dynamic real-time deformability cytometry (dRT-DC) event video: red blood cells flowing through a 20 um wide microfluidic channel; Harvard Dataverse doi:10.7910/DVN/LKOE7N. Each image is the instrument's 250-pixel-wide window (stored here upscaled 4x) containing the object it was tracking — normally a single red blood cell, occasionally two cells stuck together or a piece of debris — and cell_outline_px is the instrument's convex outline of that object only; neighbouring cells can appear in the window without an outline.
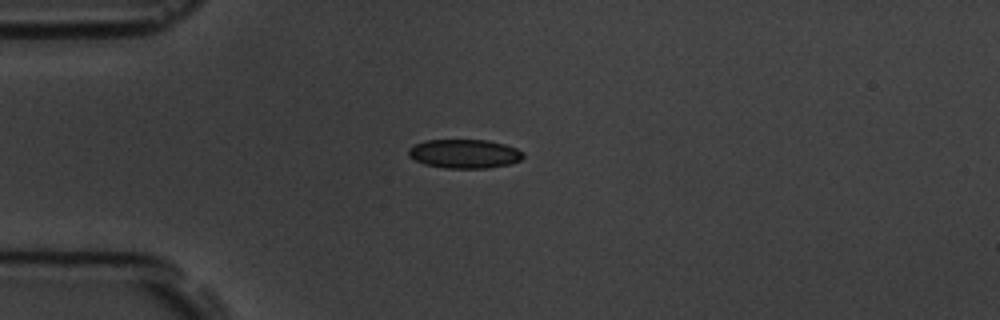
{"species": "common noctule bat (a hibernating species)", "species_latin": "Nyctalus noctula", "temperature_condition": "room temperature", "stored_images_in_passage": 6, "camera_frame_rate_fps": 3000, "um_per_image_px": 0.085, "animal": {"sex": "male", "body_mass_g": 19.5, "forearm_length_mm": 54.6}, "frame": {"image": 1, "passage_image": 1, "time_ms": 0.0, "image_size_px": [1000, 320], "cell_outline_px": [[524, 156], [520, 160], [512, 164], [488, 168], [444, 168], [424, 164], [408, 156], [408, 148], [424, 140], [488, 140], [504, 144], [516, 148], [524, 152]], "centroid_in_image_um": [39.49, 13.07], "position_along_channel_um": 45.5, "area_um2": 19.48}}
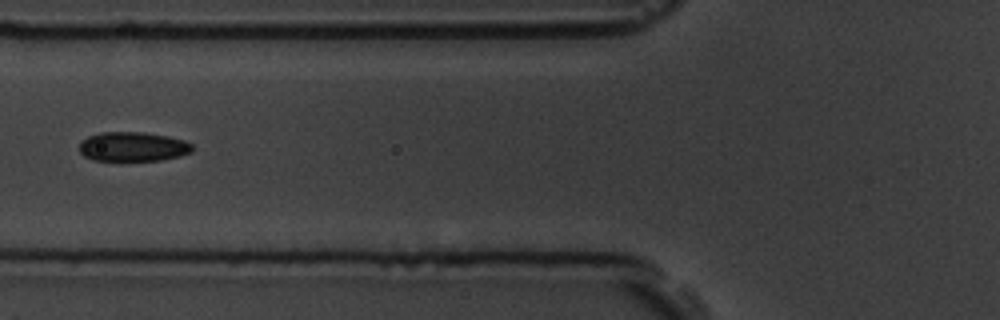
{"frame": {"image": 2, "passage_image": 3, "time_ms": 2.333, "image_size_px": [1000, 320], "cell_outline_px": [[192, 152], [180, 156], [160, 160], [92, 160], [84, 156], [80, 152], [80, 140], [88, 136], [100, 132], [144, 132], [168, 136], [184, 140], [192, 144]], "centroid_in_image_um": [11.28, 12.46], "position_along_channel_um": 114.5, "area_um2": 19.42}}
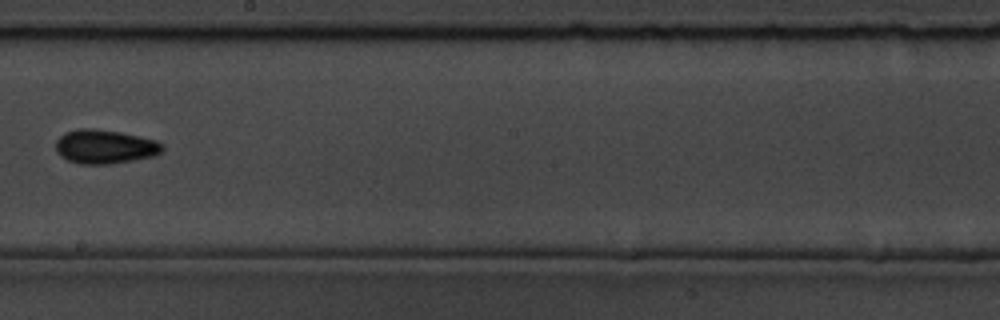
{"frame": {"image": 3, "passage_image": 6, "time_ms": 5.667, "image_size_px": [1000, 320], "cell_outline_px": [[164, 148], [156, 156], [112, 164], [80, 164], [68, 160], [60, 156], [56, 152], [56, 140], [64, 132], [80, 128], [92, 128], [120, 132], [140, 136], [156, 140], [164, 144]], "centroid_in_image_um": [8.92, 12.47], "position_along_channel_um": 239.3, "area_um2": 21.39}}